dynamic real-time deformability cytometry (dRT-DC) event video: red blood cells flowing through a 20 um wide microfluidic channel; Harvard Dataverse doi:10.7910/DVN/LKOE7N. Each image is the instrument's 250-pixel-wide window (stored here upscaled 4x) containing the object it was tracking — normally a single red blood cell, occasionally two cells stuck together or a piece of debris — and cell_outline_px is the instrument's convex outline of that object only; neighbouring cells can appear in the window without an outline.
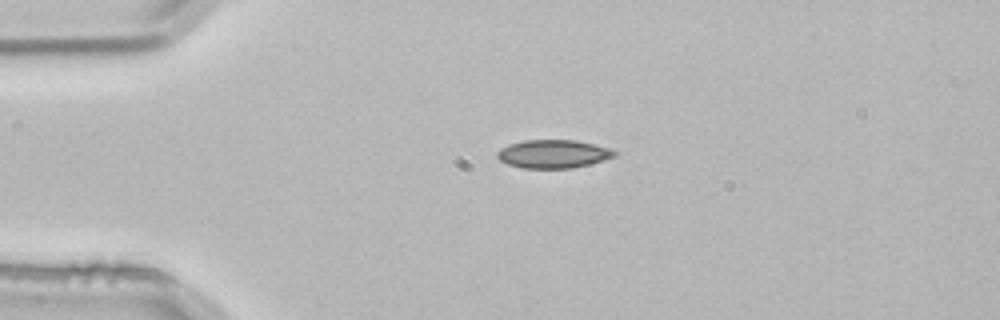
{"species": "common noctule bat (a hibernating species)", "species_latin": "Nyctalus noctula", "temperature_condition": "room temperature", "stored_images_in_passage": 1, "camera_frame_rate_fps": 3000, "um_per_image_px": 0.085, "animal": {"sex": "male", "body_mass_g": 21.5, "forearm_length_mm": 52.0}, "frame": {"image": 1, "passage_image": 1, "time_ms": 0.0, "image_size_px": [1000, 320], "cell_outline_px": [[616, 156], [588, 164], [572, 168], [520, 168], [508, 164], [500, 160], [496, 156], [496, 152], [500, 148], [508, 144], [524, 140], [576, 140], [608, 148], [616, 152]], "centroid_in_image_um": [46.96, 13.08], "position_along_channel_um": 38.0, "area_um2": 19.25}}